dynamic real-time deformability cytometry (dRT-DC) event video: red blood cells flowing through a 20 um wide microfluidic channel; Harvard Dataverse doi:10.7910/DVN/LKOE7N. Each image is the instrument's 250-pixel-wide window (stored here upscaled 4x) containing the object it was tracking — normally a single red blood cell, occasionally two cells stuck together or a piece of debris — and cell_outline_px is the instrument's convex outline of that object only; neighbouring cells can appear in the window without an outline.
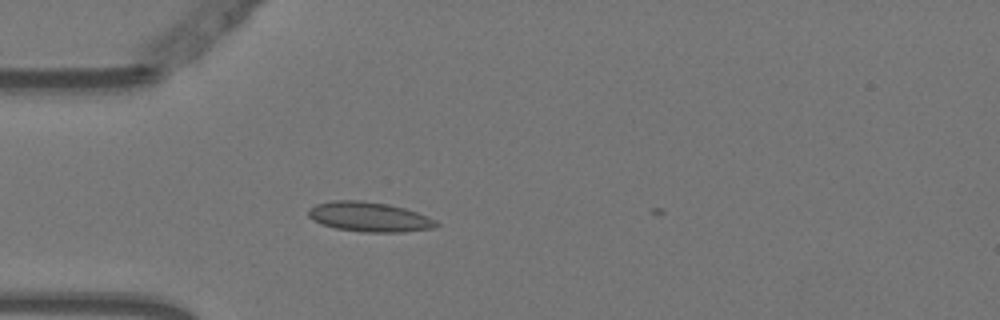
{"species": "Egyptian fruit bat (a non-hibernating species)", "species_latin": "Rousettus aegyptiacus", "temperature_condition": "warm", "stored_images_in_passage": 2, "camera_frame_rate_fps": 3000, "um_per_image_px": 0.085, "animal": {"sex": "female"}, "frame": {"image": 1, "passage_image": 1, "time_ms": 0.0, "image_size_px": [1000, 320], "cell_outline_px": [[440, 224], [436, 228], [404, 232], [364, 232], [336, 228], [320, 224], [312, 220], [308, 216], [308, 208], [316, 204], [332, 200], [360, 200], [388, 204], [404, 208], [416, 212], [436, 220]], "centroid_in_image_um": [31.37, 18.43], "position_along_channel_um": 53.6, "area_um2": 22.31}}